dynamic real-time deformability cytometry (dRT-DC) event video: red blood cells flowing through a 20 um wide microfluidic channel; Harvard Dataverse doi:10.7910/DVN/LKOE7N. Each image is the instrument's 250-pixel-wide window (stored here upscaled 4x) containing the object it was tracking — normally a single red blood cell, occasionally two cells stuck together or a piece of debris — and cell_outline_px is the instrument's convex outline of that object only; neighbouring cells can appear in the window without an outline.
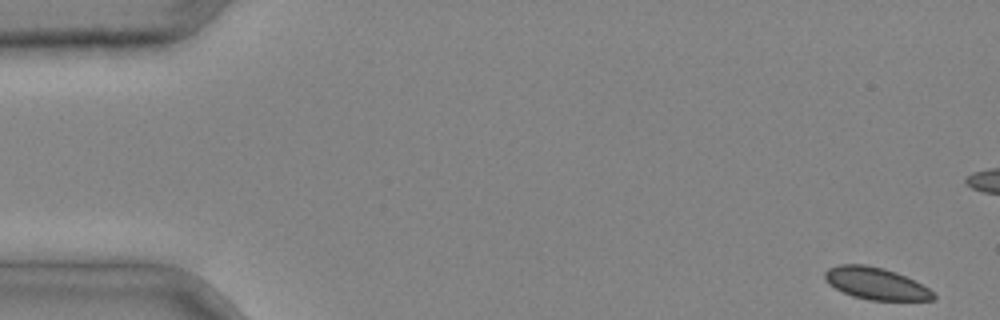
{"species": "common noctule bat (a hibernating species)", "species_latin": "Nyctalus noctula", "temperature_condition": "cold", "stored_images_in_passage": 4, "camera_frame_rate_fps": 3000, "um_per_image_px": 0.085, "animal": {"sex": "male", "body_mass_g": 20.4}, "frame": {"image": 1, "passage_image": 1, "time_ms": 0.0, "image_size_px": [1000, 320], "cell_outline_px": [[936, 300], [868, 300], [852, 296], [828, 284], [824, 280], [824, 272], [828, 268], [840, 264], [864, 264], [884, 268], [896, 272], [928, 288], [936, 296]], "centroid_in_image_um": [74.41, 24.09], "position_along_channel_um": 10.6, "area_um2": 20.17}}